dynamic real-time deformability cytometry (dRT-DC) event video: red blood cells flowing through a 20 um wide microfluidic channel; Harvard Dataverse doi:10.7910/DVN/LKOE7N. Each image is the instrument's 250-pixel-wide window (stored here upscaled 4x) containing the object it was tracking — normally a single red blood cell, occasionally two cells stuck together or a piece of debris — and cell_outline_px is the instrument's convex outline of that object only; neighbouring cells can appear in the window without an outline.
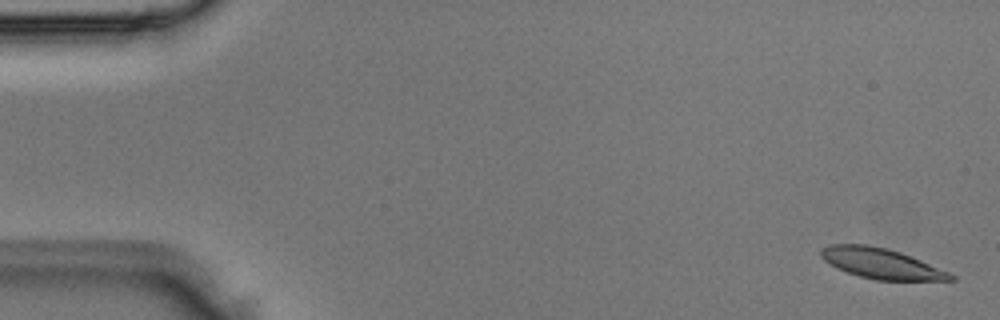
{"species": "Egyptian fruit bat (a non-hibernating species)", "species_latin": "Rousettus aegyptiacus", "temperature_condition": "room temperature", "stored_images_in_passage": 5, "camera_frame_rate_fps": 3000, "um_per_image_px": 0.085, "animal": {"sex": "male"}, "frame": {"image": 1, "passage_image": 1, "time_ms": 0.0, "image_size_px": [1000, 320], "cell_outline_px": [[956, 280], [876, 280], [860, 276], [836, 268], [824, 260], [820, 256], [820, 248], [832, 244], [868, 244], [888, 248], [912, 256], [948, 272], [956, 276]], "centroid_in_image_um": [74.88, 22.38], "position_along_channel_um": 10.1, "area_um2": 22.95}}